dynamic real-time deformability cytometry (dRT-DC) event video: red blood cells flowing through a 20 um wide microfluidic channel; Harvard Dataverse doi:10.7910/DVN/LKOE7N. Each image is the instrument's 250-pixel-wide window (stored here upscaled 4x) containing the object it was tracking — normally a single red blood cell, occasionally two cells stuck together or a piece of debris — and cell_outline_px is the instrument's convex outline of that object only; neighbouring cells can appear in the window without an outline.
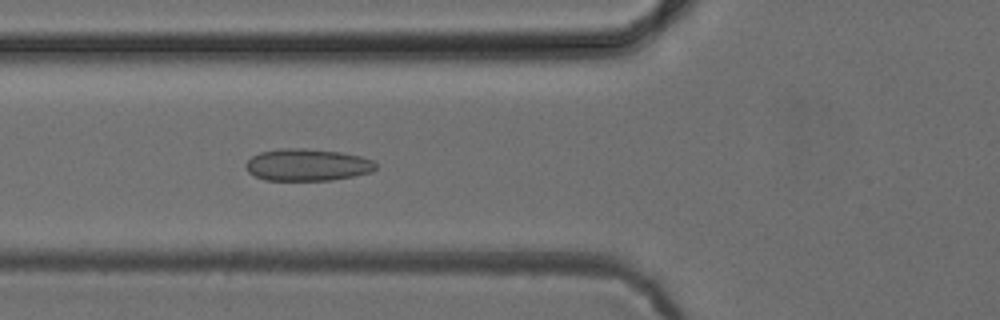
{"species": "common noctule bat (a hibernating species)", "species_latin": "Nyctalus noctula", "temperature_condition": "cold", "stored_images_in_passage": 5, "camera_frame_rate_fps": 3000, "um_per_image_px": 0.085, "animal": {"sex": "female", "body_mass_g": 24.6, "forearm_length_mm": 56.2}, "frame": {"image": 1, "passage_image": 5, "time_ms": 4.667, "image_size_px": [1000, 320], "cell_outline_px": [[376, 168], [372, 172], [332, 180], [264, 180], [248, 172], [244, 168], [244, 164], [252, 156], [260, 152], [280, 148], [304, 148], [340, 152], [360, 156], [372, 160], [376, 164]], "centroid_in_image_um": [26.09, 14.01], "position_along_channel_um": 99.7, "area_um2": 24.33}}